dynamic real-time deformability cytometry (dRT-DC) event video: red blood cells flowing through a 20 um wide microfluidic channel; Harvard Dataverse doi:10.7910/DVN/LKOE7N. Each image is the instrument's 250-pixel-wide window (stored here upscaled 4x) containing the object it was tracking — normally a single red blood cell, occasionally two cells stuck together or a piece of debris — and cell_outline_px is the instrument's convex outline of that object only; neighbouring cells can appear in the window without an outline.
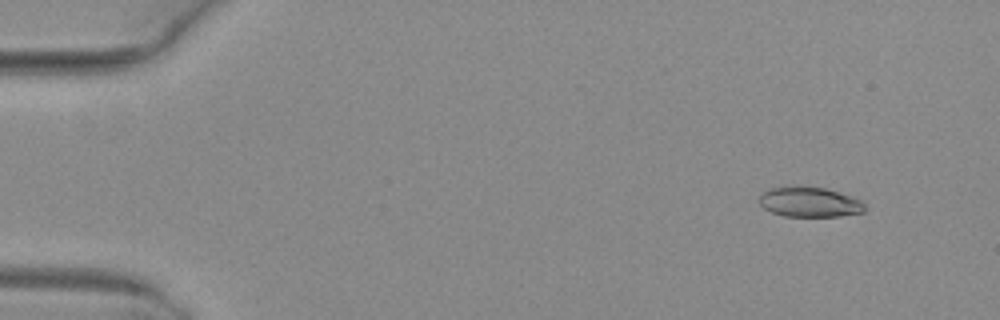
{"species": "common noctule bat (a hibernating species)", "species_latin": "Nyctalus noctula", "temperature_condition": "warm", "stored_images_in_passage": 5, "camera_frame_rate_fps": 3000, "um_per_image_px": 0.085, "animal": {"sex": "female", "body_mass_g": 29.2, "forearm_length_mm": 56.3}, "frame": {"image": 1, "passage_image": 1, "time_ms": 0.0, "image_size_px": [1000, 320], "cell_outline_px": [[864, 212], [840, 216], [784, 216], [772, 212], [764, 208], [760, 204], [760, 196], [768, 188], [800, 184], [824, 188], [860, 200], [864, 204]], "centroid_in_image_um": [68.76, 17.15], "position_along_channel_um": 16.2, "area_um2": 18.5}}
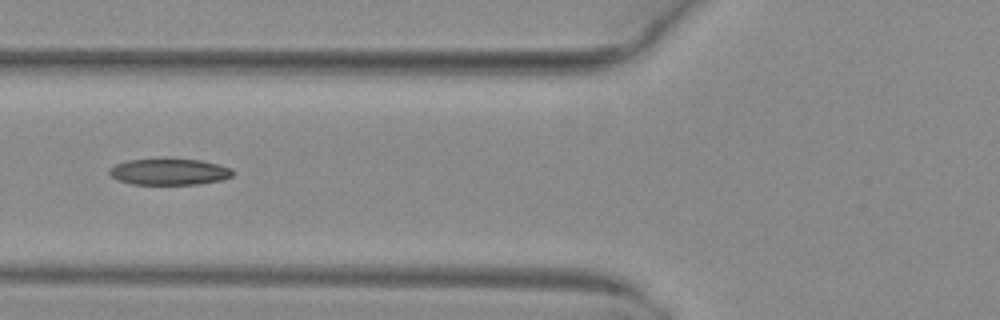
{"frame": {"image": 2, "passage_image": 4, "time_ms": 1.0, "image_size_px": [1000, 320], "cell_outline_px": [[236, 172], [232, 176], [224, 180], [200, 184], [132, 184], [116, 180], [108, 172], [108, 168], [116, 164], [128, 160], [164, 156], [200, 160], [232, 168]], "centroid_in_image_um": [14.38, 14.56], "position_along_channel_um": 111.4, "area_um2": 19.83}}
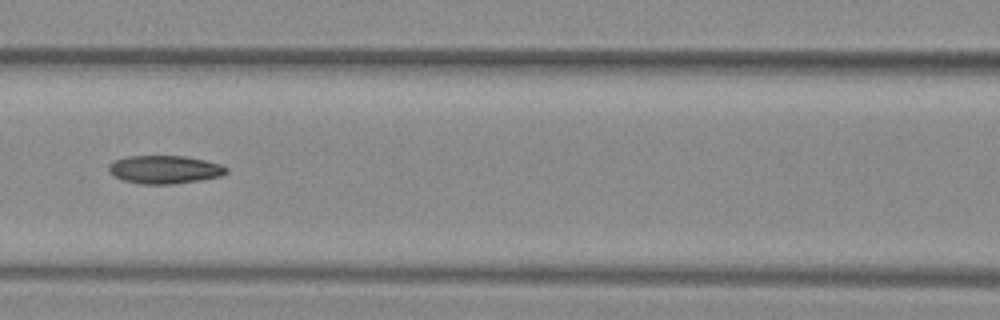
{"frame": {"image": 3, "passage_image": 5, "time_ms": 1.333, "image_size_px": [1000, 320], "cell_outline_px": [[228, 172], [220, 176], [200, 180], [176, 184], [140, 184], [124, 180], [112, 176], [108, 172], [108, 164], [112, 160], [128, 156], [184, 156], [204, 160], [220, 164], [228, 168]], "centroid_in_image_um": [13.95, 14.41], "position_along_channel_um": 152.7, "area_um2": 19.48}}